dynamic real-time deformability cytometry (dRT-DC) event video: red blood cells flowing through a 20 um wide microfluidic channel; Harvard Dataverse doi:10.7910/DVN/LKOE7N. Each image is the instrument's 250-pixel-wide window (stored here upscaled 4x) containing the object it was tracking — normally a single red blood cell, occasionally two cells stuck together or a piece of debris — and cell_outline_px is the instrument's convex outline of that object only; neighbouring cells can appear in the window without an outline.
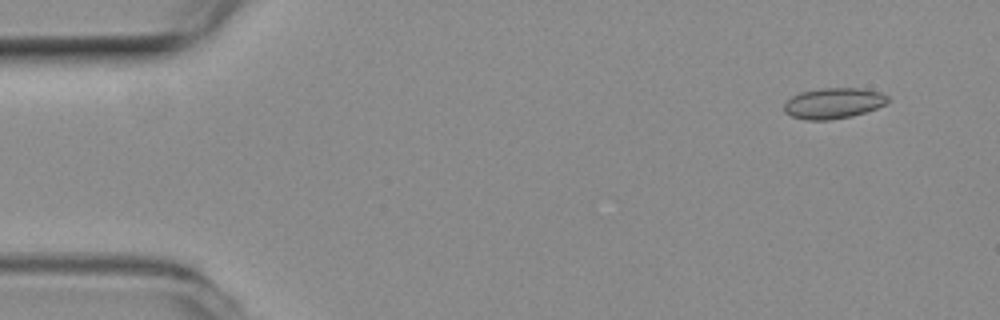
{"species": "common noctule bat (a hibernating species)", "species_latin": "Nyctalus noctula", "temperature_condition": "room temperature", "stored_images_in_passage": 6, "camera_frame_rate_fps": 3000, "um_per_image_px": 0.085, "animal": {"sex": "female", "body_mass_g": 19.3, "forearm_length_mm": 54.1}, "frame": {"image": 1, "passage_image": 2, "time_ms": 0.333, "image_size_px": [1000, 320], "cell_outline_px": [[888, 104], [852, 116], [828, 120], [804, 120], [792, 116], [784, 112], [784, 104], [792, 96], [800, 92], [820, 88], [860, 88], [880, 92], [888, 96]], "centroid_in_image_um": [70.84, 8.77], "position_along_channel_um": 14.2, "area_um2": 18.61}}
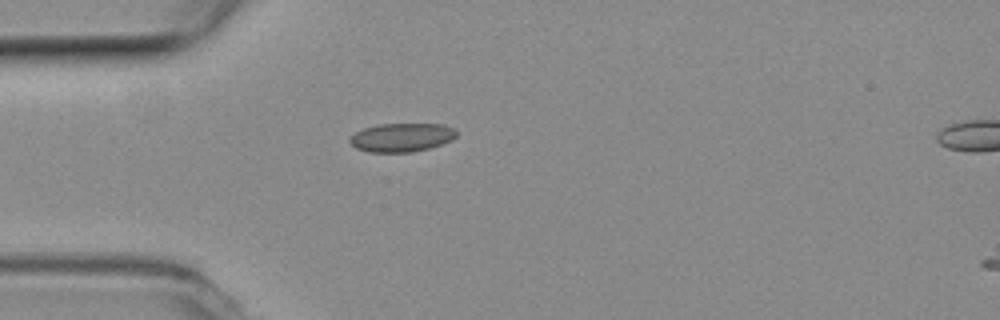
{"frame": {"image": 2, "passage_image": 5, "time_ms": 1.333, "image_size_px": [1000, 320], "cell_outline_px": [[456, 136], [452, 140], [428, 148], [412, 152], [368, 152], [356, 148], [348, 140], [356, 132], [364, 128], [380, 124], [444, 124], [456, 128]], "centroid_in_image_um": [34.16, 11.67], "position_along_channel_um": 50.8, "area_um2": 17.74}}